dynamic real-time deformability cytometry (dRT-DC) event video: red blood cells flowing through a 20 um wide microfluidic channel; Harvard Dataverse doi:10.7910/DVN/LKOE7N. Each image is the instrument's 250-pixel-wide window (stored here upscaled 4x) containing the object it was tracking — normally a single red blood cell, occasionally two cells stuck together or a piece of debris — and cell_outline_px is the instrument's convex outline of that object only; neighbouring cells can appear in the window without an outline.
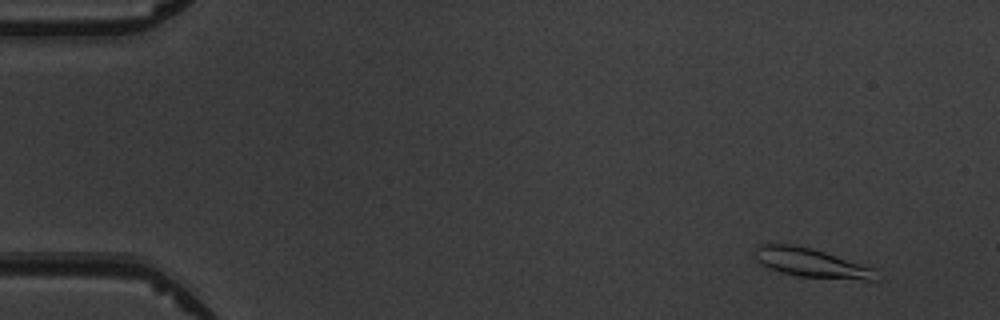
{"species": "common noctule bat (a hibernating species)", "species_latin": "Nyctalus noctula", "temperature_condition": "warm", "stored_images_in_passage": 5, "camera_frame_rate_fps": 3000, "um_per_image_px": 0.085, "animal": {"sex": "male", "body_mass_g": 19.5, "forearm_length_mm": 54.6}, "frame": {"image": 1, "passage_image": 2, "time_ms": 1.0, "image_size_px": [1000, 320], "cell_outline_px": [[880, 280], [864, 280], [800, 276], [780, 272], [756, 260], [752, 256], [752, 252], [760, 244], [796, 244], [812, 248], [872, 264], [876, 268]], "centroid_in_image_um": [69.1, 22.32], "position_along_channel_um": 15.9, "area_um2": 21.27}}
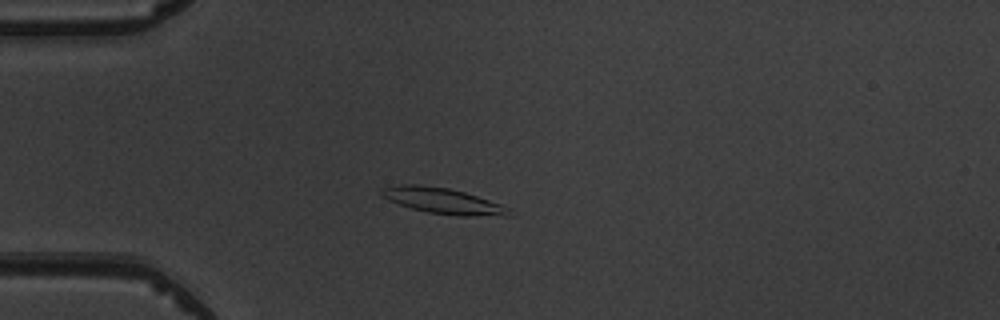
{"frame": {"image": 2, "passage_image": 4, "time_ms": 4.333, "image_size_px": [1000, 320], "cell_outline_px": [[512, 216], [460, 216], [428, 212], [412, 208], [388, 200], [380, 196], [380, 188], [400, 184], [416, 184], [448, 188], [464, 192], [500, 204], [508, 208]], "centroid_in_image_um": [37.61, 17.07], "position_along_channel_um": 47.4, "area_um2": 19.07}}